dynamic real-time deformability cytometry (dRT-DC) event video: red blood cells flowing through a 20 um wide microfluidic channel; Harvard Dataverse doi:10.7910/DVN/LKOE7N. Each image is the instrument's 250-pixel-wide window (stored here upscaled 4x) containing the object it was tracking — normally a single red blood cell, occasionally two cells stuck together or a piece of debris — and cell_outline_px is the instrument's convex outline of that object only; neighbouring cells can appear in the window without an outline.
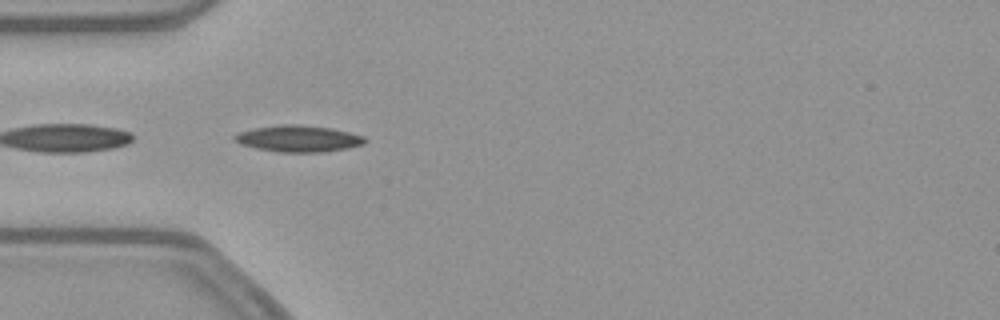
{"species": "common noctule bat (a hibernating species)", "species_latin": "Nyctalus noctula", "temperature_condition": "warm", "stored_images_in_passage": 38, "camera_frame_rate_fps": 3000, "um_per_image_px": 0.085, "animal": {"sex": "female", "body_mass_g": 21.9}, "frame": {"image": 1, "passage_image": 1, "time_ms": 0.0, "image_size_px": [1000, 320], "cell_outline_px": [[368, 140], [364, 144], [348, 148], [324, 152], [280, 152], [256, 148], [240, 144], [232, 140], [232, 136], [236, 132], [252, 128], [280, 124], [300, 124], [332, 128], [364, 136]], "centroid_in_image_um": [25.32, 11.77], "position_along_channel_um": 59.7, "area_um2": 20.46}}
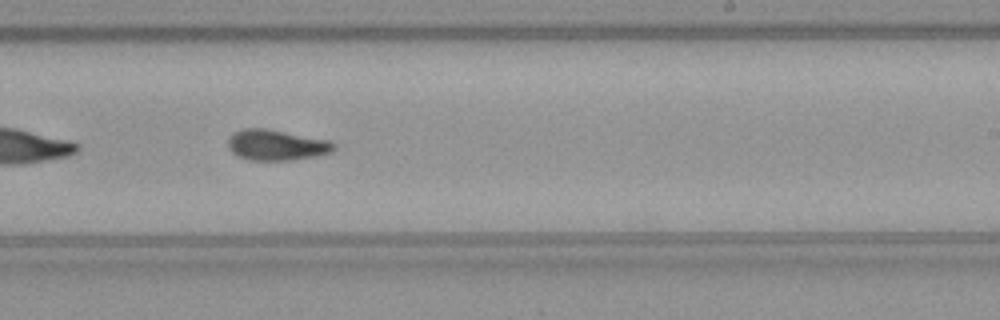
{"frame": {"image": 2, "passage_image": 17, "time_ms": 5.333, "image_size_px": [1000, 320], "cell_outline_px": [[336, 148], [332, 152], [316, 156], [292, 160], [248, 160], [236, 156], [228, 148], [228, 140], [232, 132], [244, 128], [268, 128], [328, 140], [336, 144]], "centroid_in_image_um": [23.48, 12.32], "position_along_channel_um": 265.5, "area_um2": 19.19}}
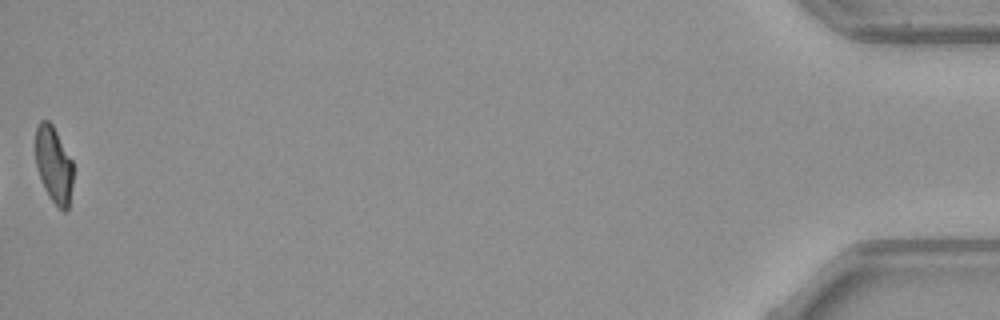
{"frame": {"image": 3, "passage_image": 38, "time_ms": 12.333, "image_size_px": [1000, 320], "cell_outline_px": [[72, 184], [68, 208], [64, 212], [52, 200], [44, 188], [36, 164], [36, 128], [40, 120], [48, 120], [52, 124], [72, 160]], "centroid_in_image_um": [4.57, 13.98], "position_along_channel_um": 430.6, "area_um2": 16.42}, "authors_computed_cell_mechanics": {"area_um2": 18.785, "velocity_mm_per_s": 3.876, "shape_relaxation_time_tau1_ms": null, "shape_relaxation_time_tau2_ms": 3.5249, "deformation_change_tau1": null, "deformation_change_tau2": 0.0967}}